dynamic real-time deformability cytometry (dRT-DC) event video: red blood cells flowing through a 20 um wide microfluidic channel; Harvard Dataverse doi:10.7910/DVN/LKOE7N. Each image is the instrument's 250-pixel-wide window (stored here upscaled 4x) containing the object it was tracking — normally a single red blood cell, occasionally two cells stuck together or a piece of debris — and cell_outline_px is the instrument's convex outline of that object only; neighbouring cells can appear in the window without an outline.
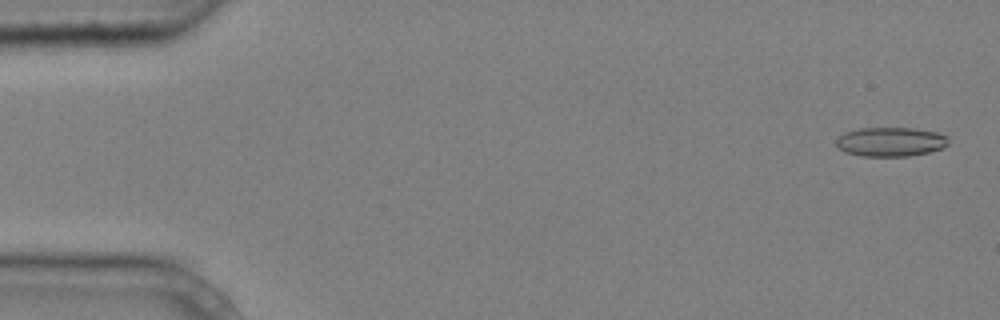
{"species": "common noctule bat (a hibernating species)", "species_latin": "Nyctalus noctula", "temperature_condition": "cold", "stored_images_in_passage": 6, "segment_of_instrument_passage": [1, 2], "camera_frame_rate_fps": 3000, "um_per_image_px": 0.085, "animal": {"sex": "male", "body_mass_g": 20.4}, "frame": {"image": 1, "passage_image": 1, "time_ms": 0.0, "image_size_px": [1000, 320], "cell_outline_px": [[948, 144], [944, 148], [928, 152], [908, 156], [860, 156], [844, 152], [836, 148], [836, 140], [844, 132], [860, 128], [916, 128], [936, 132], [948, 136]], "centroid_in_image_um": [75.69, 12.05], "position_along_channel_um": 9.3, "area_um2": 19.31}}
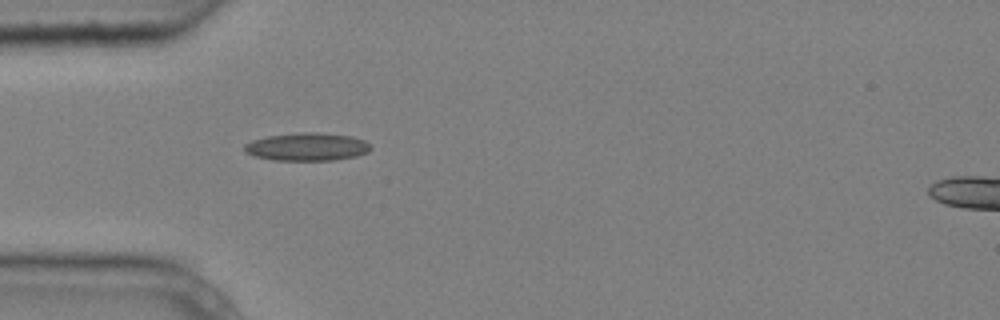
{"frame": {"image": 2, "passage_image": 5, "time_ms": 1.333, "image_size_px": [1000, 320], "cell_outline_px": [[372, 148], [368, 152], [356, 156], [336, 160], [272, 160], [256, 156], [244, 152], [244, 144], [252, 140], [268, 136], [300, 132], [320, 132], [352, 136], [364, 140], [372, 144]], "centroid_in_image_um": [26.13, 12.47], "position_along_channel_um": 58.9, "area_um2": 20.75}}